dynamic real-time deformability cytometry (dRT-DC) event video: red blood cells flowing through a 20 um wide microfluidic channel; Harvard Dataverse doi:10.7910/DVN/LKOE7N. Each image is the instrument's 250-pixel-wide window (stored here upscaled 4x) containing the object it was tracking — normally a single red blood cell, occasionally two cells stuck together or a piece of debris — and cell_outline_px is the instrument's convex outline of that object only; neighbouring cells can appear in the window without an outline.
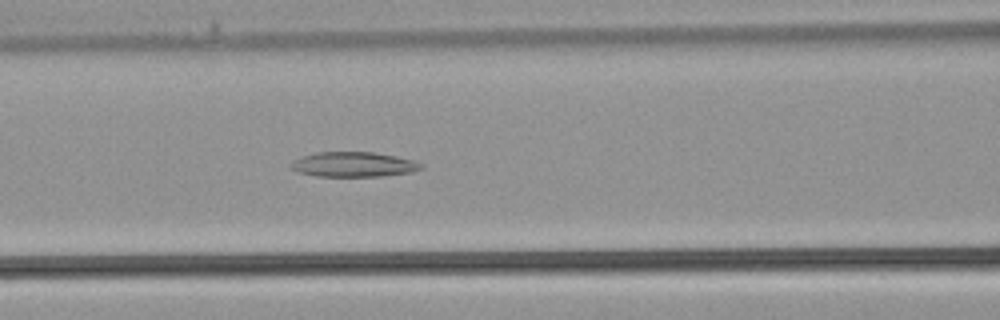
{"species": "common noctule bat (a hibernating species)", "species_latin": "Nyctalus noctula", "temperature_condition": "warm", "stored_images_in_passage": 36, "camera_frame_rate_fps": 3000, "um_per_image_px": 0.085, "animal": {"sex": "male", "body_mass_g": 21.5, "forearm_length_mm": 52.0}, "frame": {"image": 1, "passage_image": 14, "time_ms": 4.333, "image_size_px": [1000, 320], "cell_outline_px": [[424, 168], [412, 172], [384, 176], [316, 176], [296, 172], [292, 168], [292, 164], [296, 160], [304, 156], [316, 152], [372, 152], [396, 156], [412, 160], [424, 164]], "centroid_in_image_um": [30.11, 13.98], "position_along_channel_um": 136.5, "area_um2": 18.79}}
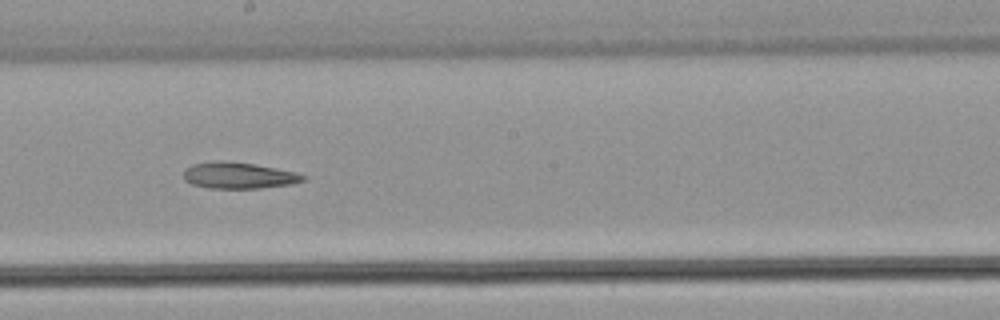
{"frame": {"image": 2, "passage_image": 19, "time_ms": 6.0, "image_size_px": [1000, 320], "cell_outline_px": [[308, 176], [304, 180], [292, 184], [260, 188], [208, 188], [192, 184], [184, 180], [184, 168], [192, 164], [216, 160], [224, 160], [252, 164], [296, 172]], "centroid_in_image_um": [20.26, 14.91], "position_along_channel_um": 227.9, "area_um2": 18.38}}
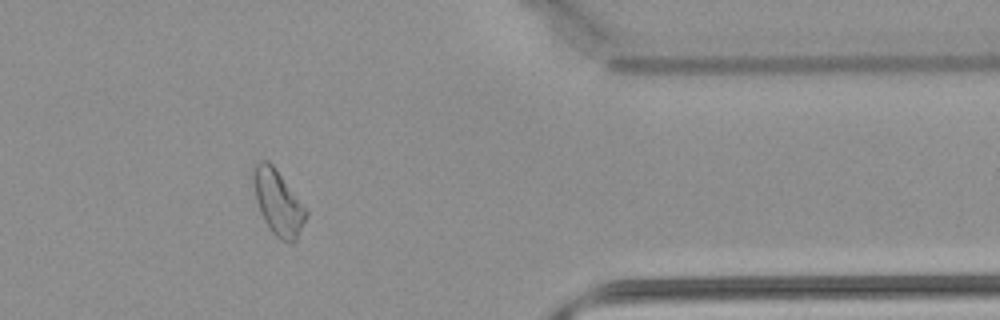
{"frame": {"image": 3, "passage_image": 29, "time_ms": 9.333, "image_size_px": [1000, 320], "cell_outline_px": [[308, 212], [296, 240], [292, 244], [280, 240], [268, 228], [260, 212], [256, 200], [252, 180], [252, 168], [256, 160], [268, 160], [272, 164]], "centroid_in_image_um": [23.58, 17.2], "position_along_channel_um": 387.8, "area_um2": 19.83}}